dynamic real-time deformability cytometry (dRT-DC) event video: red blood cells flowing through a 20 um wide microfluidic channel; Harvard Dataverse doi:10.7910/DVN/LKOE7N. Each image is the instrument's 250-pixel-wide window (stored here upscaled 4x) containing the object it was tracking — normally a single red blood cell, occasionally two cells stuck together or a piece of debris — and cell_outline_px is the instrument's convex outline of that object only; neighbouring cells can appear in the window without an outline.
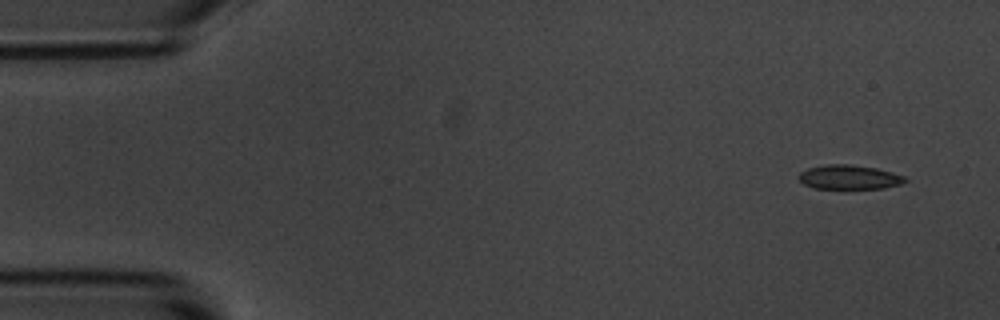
{"species": "common noctule bat (a hibernating species)", "species_latin": "Nyctalus noctula", "temperature_condition": "room temperature", "stored_images_in_passage": 8, "camera_frame_rate_fps": 3000, "um_per_image_px": 0.085, "animal": {"sex": "male", "body_mass_g": 20.1, "forearm_length_mm": 53.5}, "frame": {"image": 1, "passage_image": 1, "time_ms": 0.0, "image_size_px": [1000, 320], "cell_outline_px": [[908, 180], [900, 184], [884, 188], [844, 192], [816, 188], [804, 184], [796, 176], [800, 172], [808, 168], [824, 164], [852, 164], [876, 168], [892, 172], [904, 176]], "centroid_in_image_um": [72.16, 15.11], "position_along_channel_um": 12.8, "area_um2": 16.01}}
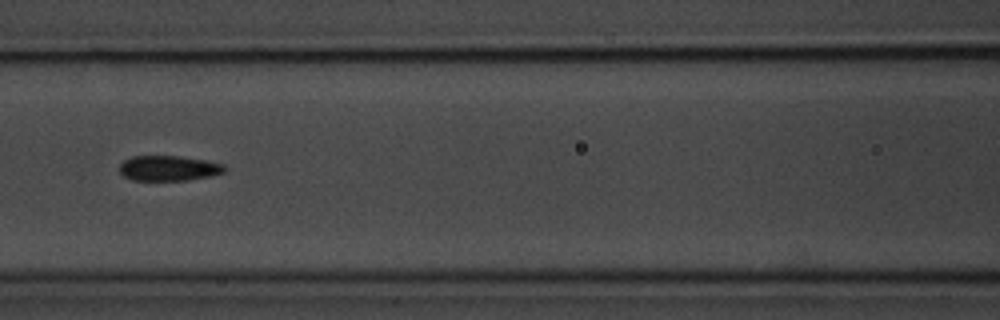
{"frame": {"image": 2, "passage_image": 6, "time_ms": 6.667, "image_size_px": [1000, 320], "cell_outline_px": [[228, 168], [224, 172], [212, 176], [188, 180], [132, 180], [124, 176], [120, 172], [120, 164], [124, 160], [132, 156], [176, 156], [204, 160], [224, 164]], "centroid_in_image_um": [14.36, 14.3], "position_along_channel_um": 152.2, "area_um2": 15.43}}
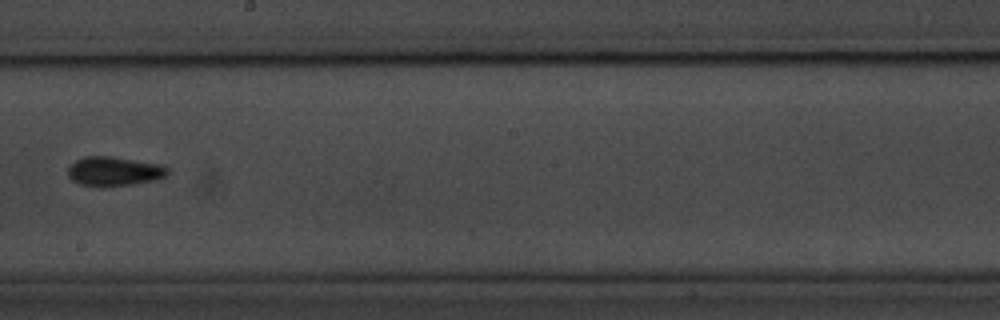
{"frame": {"image": 3, "passage_image": 8, "time_ms": 9.0, "image_size_px": [1000, 320], "cell_outline_px": [[168, 176], [156, 180], [132, 184], [104, 188], [100, 188], [80, 184], [72, 180], [68, 176], [68, 168], [76, 160], [84, 156], [112, 156], [164, 164], [168, 168]], "centroid_in_image_um": [9.73, 14.57], "position_along_channel_um": 238.5, "area_um2": 17.51}}